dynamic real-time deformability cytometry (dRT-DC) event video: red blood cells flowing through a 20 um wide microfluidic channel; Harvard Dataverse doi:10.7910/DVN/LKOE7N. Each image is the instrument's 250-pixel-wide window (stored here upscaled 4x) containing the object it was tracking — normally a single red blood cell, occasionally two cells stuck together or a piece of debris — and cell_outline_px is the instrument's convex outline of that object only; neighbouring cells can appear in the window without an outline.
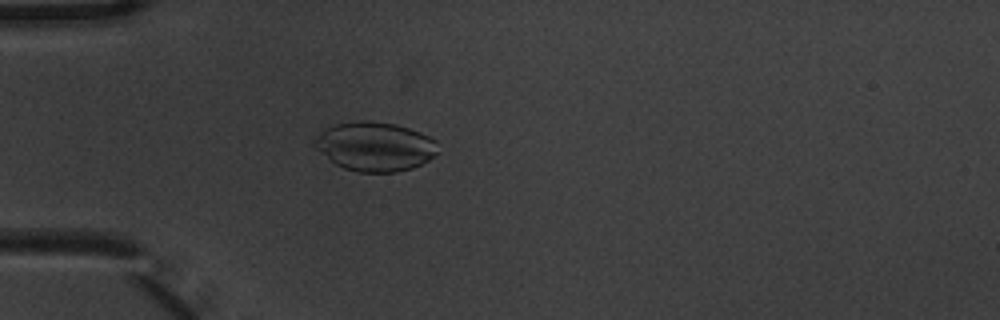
{"species": "common noctule bat (a hibernating species)", "species_latin": "Nyctalus noctula", "temperature_condition": "warm", "stored_images_in_passage": 4, "camera_frame_rate_fps": 3000, "um_per_image_px": 0.085, "animal": {"sex": "male", "body_mass_g": 20.1, "forearm_length_mm": 53.5}, "frame": {"image": 1, "passage_image": 4, "time_ms": 1.0, "image_size_px": [1000, 320], "cell_outline_px": [[436, 152], [428, 160], [412, 168], [396, 172], [360, 172], [344, 168], [336, 164], [316, 148], [312, 144], [312, 140], [324, 128], [336, 124], [360, 120], [364, 120], [396, 124], [420, 132], [436, 140]], "centroid_in_image_um": [31.84, 12.44], "position_along_channel_um": 53.2, "area_um2": 35.08}}